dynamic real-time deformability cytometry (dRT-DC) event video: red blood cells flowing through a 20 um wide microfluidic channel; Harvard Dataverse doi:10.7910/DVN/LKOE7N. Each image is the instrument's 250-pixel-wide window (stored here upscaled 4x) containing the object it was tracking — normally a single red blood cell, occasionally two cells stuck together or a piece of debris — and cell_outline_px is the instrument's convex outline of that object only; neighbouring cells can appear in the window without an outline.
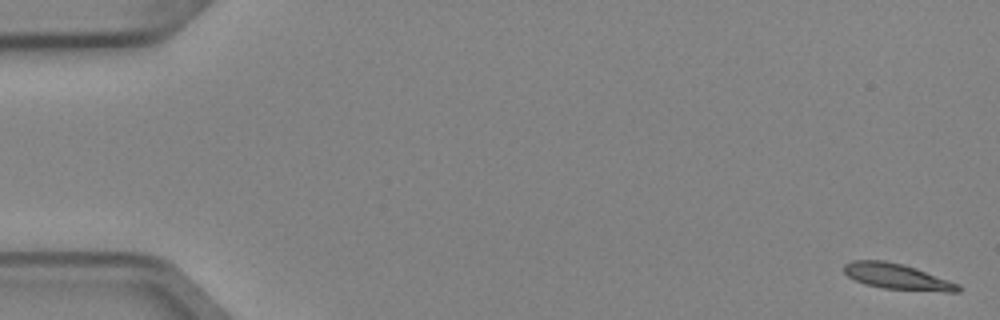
{"species": "Egyptian fruit bat (a non-hibernating species)", "species_latin": "Rousettus aegyptiacus", "temperature_condition": "cold", "stored_images_in_passage": 6, "camera_frame_rate_fps": 3000, "um_per_image_px": 0.085, "animal": {"sex": "female"}, "frame": {"image": 1, "passage_image": 1, "time_ms": 0.0, "image_size_px": [1000, 320], "cell_outline_px": [[960, 292], [944, 292], [884, 288], [864, 284], [848, 276], [844, 272], [844, 264], [852, 260], [884, 260], [904, 264], [916, 268], [960, 284]], "centroid_in_image_um": [76.27, 23.5], "position_along_channel_um": 8.7, "area_um2": 17.17}}
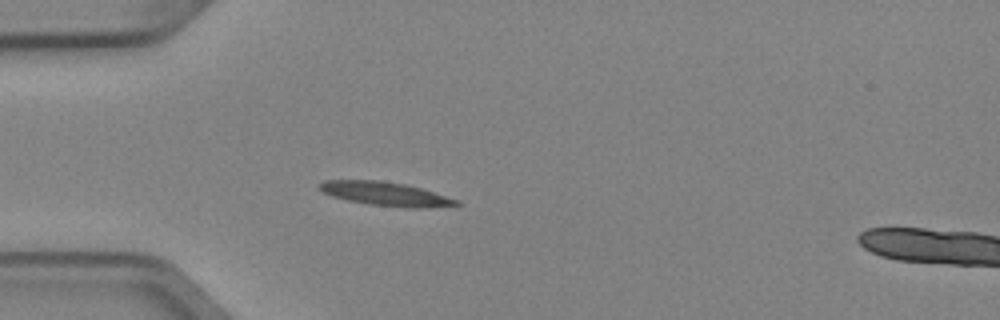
{"frame": {"image": 2, "passage_image": 5, "time_ms": 1.333, "image_size_px": [1000, 320], "cell_outline_px": [[464, 204], [424, 208], [408, 208], [368, 204], [348, 200], [332, 196], [316, 188], [316, 184], [324, 180], [380, 180], [404, 184], [420, 188], [460, 200]], "centroid_in_image_um": [32.75, 16.48], "position_along_channel_um": 52.2, "area_um2": 19.07}}